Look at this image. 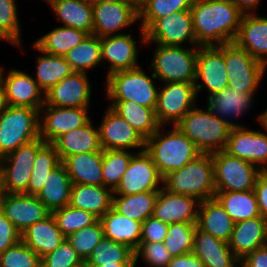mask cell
Masks as SVG:
<instances>
[{"instance_id":"cell-43","label":"cell","mask_w":267,"mask_h":267,"mask_svg":"<svg viewBox=\"0 0 267 267\" xmlns=\"http://www.w3.org/2000/svg\"><path fill=\"white\" fill-rule=\"evenodd\" d=\"M195 0H148L139 11L141 19V41L145 42V31L159 18L177 11L190 10Z\"/></svg>"},{"instance_id":"cell-24","label":"cell","mask_w":267,"mask_h":267,"mask_svg":"<svg viewBox=\"0 0 267 267\" xmlns=\"http://www.w3.org/2000/svg\"><path fill=\"white\" fill-rule=\"evenodd\" d=\"M233 42L267 66V17L243 14Z\"/></svg>"},{"instance_id":"cell-26","label":"cell","mask_w":267,"mask_h":267,"mask_svg":"<svg viewBox=\"0 0 267 267\" xmlns=\"http://www.w3.org/2000/svg\"><path fill=\"white\" fill-rule=\"evenodd\" d=\"M206 267H237L240 259L228 243L203 232L196 226L192 251Z\"/></svg>"},{"instance_id":"cell-52","label":"cell","mask_w":267,"mask_h":267,"mask_svg":"<svg viewBox=\"0 0 267 267\" xmlns=\"http://www.w3.org/2000/svg\"><path fill=\"white\" fill-rule=\"evenodd\" d=\"M134 255L136 261L141 255L143 261L150 267H166L172 260V256L163 242L140 243Z\"/></svg>"},{"instance_id":"cell-20","label":"cell","mask_w":267,"mask_h":267,"mask_svg":"<svg viewBox=\"0 0 267 267\" xmlns=\"http://www.w3.org/2000/svg\"><path fill=\"white\" fill-rule=\"evenodd\" d=\"M102 119L98 128L103 150H145V139L110 106Z\"/></svg>"},{"instance_id":"cell-2","label":"cell","mask_w":267,"mask_h":267,"mask_svg":"<svg viewBox=\"0 0 267 267\" xmlns=\"http://www.w3.org/2000/svg\"><path fill=\"white\" fill-rule=\"evenodd\" d=\"M163 189L169 193L191 196L200 202L215 198L213 159L201 153L182 168L163 177Z\"/></svg>"},{"instance_id":"cell-5","label":"cell","mask_w":267,"mask_h":267,"mask_svg":"<svg viewBox=\"0 0 267 267\" xmlns=\"http://www.w3.org/2000/svg\"><path fill=\"white\" fill-rule=\"evenodd\" d=\"M40 110L6 105L0 114V159L39 138Z\"/></svg>"},{"instance_id":"cell-36","label":"cell","mask_w":267,"mask_h":267,"mask_svg":"<svg viewBox=\"0 0 267 267\" xmlns=\"http://www.w3.org/2000/svg\"><path fill=\"white\" fill-rule=\"evenodd\" d=\"M110 107L130 124L145 140L160 127L155 110L132 101H112Z\"/></svg>"},{"instance_id":"cell-15","label":"cell","mask_w":267,"mask_h":267,"mask_svg":"<svg viewBox=\"0 0 267 267\" xmlns=\"http://www.w3.org/2000/svg\"><path fill=\"white\" fill-rule=\"evenodd\" d=\"M257 118L267 132L262 114ZM224 151L267 171V134L264 132L248 130L244 126L232 128Z\"/></svg>"},{"instance_id":"cell-55","label":"cell","mask_w":267,"mask_h":267,"mask_svg":"<svg viewBox=\"0 0 267 267\" xmlns=\"http://www.w3.org/2000/svg\"><path fill=\"white\" fill-rule=\"evenodd\" d=\"M253 190L257 198L260 214L267 220V171H262L258 176Z\"/></svg>"},{"instance_id":"cell-22","label":"cell","mask_w":267,"mask_h":267,"mask_svg":"<svg viewBox=\"0 0 267 267\" xmlns=\"http://www.w3.org/2000/svg\"><path fill=\"white\" fill-rule=\"evenodd\" d=\"M199 204L194 197L169 193L162 188L158 191L153 216L168 224L197 223Z\"/></svg>"},{"instance_id":"cell-27","label":"cell","mask_w":267,"mask_h":267,"mask_svg":"<svg viewBox=\"0 0 267 267\" xmlns=\"http://www.w3.org/2000/svg\"><path fill=\"white\" fill-rule=\"evenodd\" d=\"M102 160L103 151H94L66 157L62 163L72 184L104 186Z\"/></svg>"},{"instance_id":"cell-11","label":"cell","mask_w":267,"mask_h":267,"mask_svg":"<svg viewBox=\"0 0 267 267\" xmlns=\"http://www.w3.org/2000/svg\"><path fill=\"white\" fill-rule=\"evenodd\" d=\"M196 98L195 83H165L157 93L155 116L159 125L164 127L171 122L175 126L188 111L197 106L194 104Z\"/></svg>"},{"instance_id":"cell-3","label":"cell","mask_w":267,"mask_h":267,"mask_svg":"<svg viewBox=\"0 0 267 267\" xmlns=\"http://www.w3.org/2000/svg\"><path fill=\"white\" fill-rule=\"evenodd\" d=\"M161 128L145 140V151L164 177L194 160L201 152L177 126L165 136L161 134Z\"/></svg>"},{"instance_id":"cell-13","label":"cell","mask_w":267,"mask_h":267,"mask_svg":"<svg viewBox=\"0 0 267 267\" xmlns=\"http://www.w3.org/2000/svg\"><path fill=\"white\" fill-rule=\"evenodd\" d=\"M163 177L146 151L135 154L113 194L133 195L146 191H159Z\"/></svg>"},{"instance_id":"cell-10","label":"cell","mask_w":267,"mask_h":267,"mask_svg":"<svg viewBox=\"0 0 267 267\" xmlns=\"http://www.w3.org/2000/svg\"><path fill=\"white\" fill-rule=\"evenodd\" d=\"M45 143L42 138H38L0 159L5 193L27 194L34 161L38 150Z\"/></svg>"},{"instance_id":"cell-51","label":"cell","mask_w":267,"mask_h":267,"mask_svg":"<svg viewBox=\"0 0 267 267\" xmlns=\"http://www.w3.org/2000/svg\"><path fill=\"white\" fill-rule=\"evenodd\" d=\"M84 263L66 238L54 251L41 258V267H77Z\"/></svg>"},{"instance_id":"cell-57","label":"cell","mask_w":267,"mask_h":267,"mask_svg":"<svg viewBox=\"0 0 267 267\" xmlns=\"http://www.w3.org/2000/svg\"><path fill=\"white\" fill-rule=\"evenodd\" d=\"M166 267H206L204 263L193 253H188L176 257Z\"/></svg>"},{"instance_id":"cell-64","label":"cell","mask_w":267,"mask_h":267,"mask_svg":"<svg viewBox=\"0 0 267 267\" xmlns=\"http://www.w3.org/2000/svg\"><path fill=\"white\" fill-rule=\"evenodd\" d=\"M85 1L90 2V3H95V2L103 1V0H85Z\"/></svg>"},{"instance_id":"cell-54","label":"cell","mask_w":267,"mask_h":267,"mask_svg":"<svg viewBox=\"0 0 267 267\" xmlns=\"http://www.w3.org/2000/svg\"><path fill=\"white\" fill-rule=\"evenodd\" d=\"M20 240L21 234L0 210V254Z\"/></svg>"},{"instance_id":"cell-29","label":"cell","mask_w":267,"mask_h":267,"mask_svg":"<svg viewBox=\"0 0 267 267\" xmlns=\"http://www.w3.org/2000/svg\"><path fill=\"white\" fill-rule=\"evenodd\" d=\"M197 227L213 237L229 242L235 222L216 198L201 201Z\"/></svg>"},{"instance_id":"cell-41","label":"cell","mask_w":267,"mask_h":267,"mask_svg":"<svg viewBox=\"0 0 267 267\" xmlns=\"http://www.w3.org/2000/svg\"><path fill=\"white\" fill-rule=\"evenodd\" d=\"M74 72L87 73L101 63V41L100 37L88 34L77 46L69 50L64 56Z\"/></svg>"},{"instance_id":"cell-59","label":"cell","mask_w":267,"mask_h":267,"mask_svg":"<svg viewBox=\"0 0 267 267\" xmlns=\"http://www.w3.org/2000/svg\"><path fill=\"white\" fill-rule=\"evenodd\" d=\"M137 263H112L103 265H86L87 267H135Z\"/></svg>"},{"instance_id":"cell-48","label":"cell","mask_w":267,"mask_h":267,"mask_svg":"<svg viewBox=\"0 0 267 267\" xmlns=\"http://www.w3.org/2000/svg\"><path fill=\"white\" fill-rule=\"evenodd\" d=\"M103 238L104 231L100 219L94 224L81 228L66 237L67 241L84 262Z\"/></svg>"},{"instance_id":"cell-56","label":"cell","mask_w":267,"mask_h":267,"mask_svg":"<svg viewBox=\"0 0 267 267\" xmlns=\"http://www.w3.org/2000/svg\"><path fill=\"white\" fill-rule=\"evenodd\" d=\"M241 267H267V244L247 254L241 261Z\"/></svg>"},{"instance_id":"cell-35","label":"cell","mask_w":267,"mask_h":267,"mask_svg":"<svg viewBox=\"0 0 267 267\" xmlns=\"http://www.w3.org/2000/svg\"><path fill=\"white\" fill-rule=\"evenodd\" d=\"M49 4L63 26L83 30L88 34H92V3L85 0H53Z\"/></svg>"},{"instance_id":"cell-8","label":"cell","mask_w":267,"mask_h":267,"mask_svg":"<svg viewBox=\"0 0 267 267\" xmlns=\"http://www.w3.org/2000/svg\"><path fill=\"white\" fill-rule=\"evenodd\" d=\"M216 191L253 190L263 170L254 164L229 155L224 150L211 153Z\"/></svg>"},{"instance_id":"cell-28","label":"cell","mask_w":267,"mask_h":267,"mask_svg":"<svg viewBox=\"0 0 267 267\" xmlns=\"http://www.w3.org/2000/svg\"><path fill=\"white\" fill-rule=\"evenodd\" d=\"M254 96V92H241L227 87L216 94L208 96L207 109L212 115L224 120L232 128L242 127L240 124L228 121L227 118H239L242 113L247 111L248 107L250 108Z\"/></svg>"},{"instance_id":"cell-19","label":"cell","mask_w":267,"mask_h":267,"mask_svg":"<svg viewBox=\"0 0 267 267\" xmlns=\"http://www.w3.org/2000/svg\"><path fill=\"white\" fill-rule=\"evenodd\" d=\"M0 210L20 234L51 214L36 196L24 193H6L0 200Z\"/></svg>"},{"instance_id":"cell-6","label":"cell","mask_w":267,"mask_h":267,"mask_svg":"<svg viewBox=\"0 0 267 267\" xmlns=\"http://www.w3.org/2000/svg\"><path fill=\"white\" fill-rule=\"evenodd\" d=\"M106 98L111 101H132L155 110L158 89L155 76H148L141 67L117 71L106 77Z\"/></svg>"},{"instance_id":"cell-34","label":"cell","mask_w":267,"mask_h":267,"mask_svg":"<svg viewBox=\"0 0 267 267\" xmlns=\"http://www.w3.org/2000/svg\"><path fill=\"white\" fill-rule=\"evenodd\" d=\"M72 182L61 162L47 176L43 188L36 196L52 213L69 204Z\"/></svg>"},{"instance_id":"cell-25","label":"cell","mask_w":267,"mask_h":267,"mask_svg":"<svg viewBox=\"0 0 267 267\" xmlns=\"http://www.w3.org/2000/svg\"><path fill=\"white\" fill-rule=\"evenodd\" d=\"M266 244L267 220L262 216L236 222L228 242L232 252L240 260Z\"/></svg>"},{"instance_id":"cell-53","label":"cell","mask_w":267,"mask_h":267,"mask_svg":"<svg viewBox=\"0 0 267 267\" xmlns=\"http://www.w3.org/2000/svg\"><path fill=\"white\" fill-rule=\"evenodd\" d=\"M169 224L154 216L142 222L140 243L163 242L167 235Z\"/></svg>"},{"instance_id":"cell-4","label":"cell","mask_w":267,"mask_h":267,"mask_svg":"<svg viewBox=\"0 0 267 267\" xmlns=\"http://www.w3.org/2000/svg\"><path fill=\"white\" fill-rule=\"evenodd\" d=\"M177 126L196 146L201 153H213L224 150L232 127L196 106L188 111Z\"/></svg>"},{"instance_id":"cell-17","label":"cell","mask_w":267,"mask_h":267,"mask_svg":"<svg viewBox=\"0 0 267 267\" xmlns=\"http://www.w3.org/2000/svg\"><path fill=\"white\" fill-rule=\"evenodd\" d=\"M3 74L2 69L0 83L6 105L41 110L45 103V93L31 75L17 69H11L7 75Z\"/></svg>"},{"instance_id":"cell-40","label":"cell","mask_w":267,"mask_h":267,"mask_svg":"<svg viewBox=\"0 0 267 267\" xmlns=\"http://www.w3.org/2000/svg\"><path fill=\"white\" fill-rule=\"evenodd\" d=\"M33 46L37 51L44 53L43 56H39L37 59L36 79L34 80L46 93L52 86L70 76L74 71L64 56L47 54L42 52L35 44Z\"/></svg>"},{"instance_id":"cell-12","label":"cell","mask_w":267,"mask_h":267,"mask_svg":"<svg viewBox=\"0 0 267 267\" xmlns=\"http://www.w3.org/2000/svg\"><path fill=\"white\" fill-rule=\"evenodd\" d=\"M187 41L194 47L200 46L196 42L190 10L177 11L159 18L145 31L144 44L155 42L164 46H182Z\"/></svg>"},{"instance_id":"cell-38","label":"cell","mask_w":267,"mask_h":267,"mask_svg":"<svg viewBox=\"0 0 267 267\" xmlns=\"http://www.w3.org/2000/svg\"><path fill=\"white\" fill-rule=\"evenodd\" d=\"M157 195L158 191H146L133 195L113 194L112 208L119 214L142 223L153 216Z\"/></svg>"},{"instance_id":"cell-62","label":"cell","mask_w":267,"mask_h":267,"mask_svg":"<svg viewBox=\"0 0 267 267\" xmlns=\"http://www.w3.org/2000/svg\"><path fill=\"white\" fill-rule=\"evenodd\" d=\"M6 106L5 100H4V92L0 83V114L2 113L4 107Z\"/></svg>"},{"instance_id":"cell-65","label":"cell","mask_w":267,"mask_h":267,"mask_svg":"<svg viewBox=\"0 0 267 267\" xmlns=\"http://www.w3.org/2000/svg\"><path fill=\"white\" fill-rule=\"evenodd\" d=\"M77 267H87V266H86V264L84 263L83 265H81V266H77Z\"/></svg>"},{"instance_id":"cell-32","label":"cell","mask_w":267,"mask_h":267,"mask_svg":"<svg viewBox=\"0 0 267 267\" xmlns=\"http://www.w3.org/2000/svg\"><path fill=\"white\" fill-rule=\"evenodd\" d=\"M113 191L104 186L72 184L69 205L100 219L112 208Z\"/></svg>"},{"instance_id":"cell-9","label":"cell","mask_w":267,"mask_h":267,"mask_svg":"<svg viewBox=\"0 0 267 267\" xmlns=\"http://www.w3.org/2000/svg\"><path fill=\"white\" fill-rule=\"evenodd\" d=\"M228 87L241 92H255L264 76L266 65L234 42L224 44Z\"/></svg>"},{"instance_id":"cell-37","label":"cell","mask_w":267,"mask_h":267,"mask_svg":"<svg viewBox=\"0 0 267 267\" xmlns=\"http://www.w3.org/2000/svg\"><path fill=\"white\" fill-rule=\"evenodd\" d=\"M215 198L235 223L261 216L254 190L216 191Z\"/></svg>"},{"instance_id":"cell-23","label":"cell","mask_w":267,"mask_h":267,"mask_svg":"<svg viewBox=\"0 0 267 267\" xmlns=\"http://www.w3.org/2000/svg\"><path fill=\"white\" fill-rule=\"evenodd\" d=\"M101 60L110 63L108 74L131 70L139 67L137 63V45L134 38L129 34L117 33L112 36L100 38Z\"/></svg>"},{"instance_id":"cell-14","label":"cell","mask_w":267,"mask_h":267,"mask_svg":"<svg viewBox=\"0 0 267 267\" xmlns=\"http://www.w3.org/2000/svg\"><path fill=\"white\" fill-rule=\"evenodd\" d=\"M227 69L224 60V44L212 46H199L196 57L195 89H208L209 96L228 87ZM203 84H198L197 80Z\"/></svg>"},{"instance_id":"cell-60","label":"cell","mask_w":267,"mask_h":267,"mask_svg":"<svg viewBox=\"0 0 267 267\" xmlns=\"http://www.w3.org/2000/svg\"><path fill=\"white\" fill-rule=\"evenodd\" d=\"M131 4L138 12L147 3L148 0H124Z\"/></svg>"},{"instance_id":"cell-7","label":"cell","mask_w":267,"mask_h":267,"mask_svg":"<svg viewBox=\"0 0 267 267\" xmlns=\"http://www.w3.org/2000/svg\"><path fill=\"white\" fill-rule=\"evenodd\" d=\"M151 66L153 75L164 83L196 82V57L199 47L156 45Z\"/></svg>"},{"instance_id":"cell-16","label":"cell","mask_w":267,"mask_h":267,"mask_svg":"<svg viewBox=\"0 0 267 267\" xmlns=\"http://www.w3.org/2000/svg\"><path fill=\"white\" fill-rule=\"evenodd\" d=\"M92 6V34L100 38L112 36L139 20V12L124 0H103Z\"/></svg>"},{"instance_id":"cell-58","label":"cell","mask_w":267,"mask_h":267,"mask_svg":"<svg viewBox=\"0 0 267 267\" xmlns=\"http://www.w3.org/2000/svg\"><path fill=\"white\" fill-rule=\"evenodd\" d=\"M243 14H249L250 10L257 8L260 0H230Z\"/></svg>"},{"instance_id":"cell-44","label":"cell","mask_w":267,"mask_h":267,"mask_svg":"<svg viewBox=\"0 0 267 267\" xmlns=\"http://www.w3.org/2000/svg\"><path fill=\"white\" fill-rule=\"evenodd\" d=\"M112 263H137V261L134 251L128 246L104 237L93 249L85 264L103 265Z\"/></svg>"},{"instance_id":"cell-46","label":"cell","mask_w":267,"mask_h":267,"mask_svg":"<svg viewBox=\"0 0 267 267\" xmlns=\"http://www.w3.org/2000/svg\"><path fill=\"white\" fill-rule=\"evenodd\" d=\"M134 155L135 153H130L127 150H103L102 174L104 187H109L112 191L117 188Z\"/></svg>"},{"instance_id":"cell-21","label":"cell","mask_w":267,"mask_h":267,"mask_svg":"<svg viewBox=\"0 0 267 267\" xmlns=\"http://www.w3.org/2000/svg\"><path fill=\"white\" fill-rule=\"evenodd\" d=\"M87 75L83 72H73L62 79L45 93L44 105L89 108L91 87Z\"/></svg>"},{"instance_id":"cell-31","label":"cell","mask_w":267,"mask_h":267,"mask_svg":"<svg viewBox=\"0 0 267 267\" xmlns=\"http://www.w3.org/2000/svg\"><path fill=\"white\" fill-rule=\"evenodd\" d=\"M65 238L57 227L52 213L21 233V241L41 258L54 251Z\"/></svg>"},{"instance_id":"cell-39","label":"cell","mask_w":267,"mask_h":267,"mask_svg":"<svg viewBox=\"0 0 267 267\" xmlns=\"http://www.w3.org/2000/svg\"><path fill=\"white\" fill-rule=\"evenodd\" d=\"M88 35L87 32L71 27H57L35 41V45L47 54L65 56L66 53L80 44Z\"/></svg>"},{"instance_id":"cell-50","label":"cell","mask_w":267,"mask_h":267,"mask_svg":"<svg viewBox=\"0 0 267 267\" xmlns=\"http://www.w3.org/2000/svg\"><path fill=\"white\" fill-rule=\"evenodd\" d=\"M0 267H41V257L20 240L0 254Z\"/></svg>"},{"instance_id":"cell-30","label":"cell","mask_w":267,"mask_h":267,"mask_svg":"<svg viewBox=\"0 0 267 267\" xmlns=\"http://www.w3.org/2000/svg\"><path fill=\"white\" fill-rule=\"evenodd\" d=\"M60 161L66 157L94 151H103L100 144L99 128L93 127L91 120L83 127L60 136L54 143Z\"/></svg>"},{"instance_id":"cell-49","label":"cell","mask_w":267,"mask_h":267,"mask_svg":"<svg viewBox=\"0 0 267 267\" xmlns=\"http://www.w3.org/2000/svg\"><path fill=\"white\" fill-rule=\"evenodd\" d=\"M15 0H0V39L20 46V24Z\"/></svg>"},{"instance_id":"cell-42","label":"cell","mask_w":267,"mask_h":267,"mask_svg":"<svg viewBox=\"0 0 267 267\" xmlns=\"http://www.w3.org/2000/svg\"><path fill=\"white\" fill-rule=\"evenodd\" d=\"M61 163L58 152L52 143H45L34 161L32 174L27 187V195L37 196L48 174Z\"/></svg>"},{"instance_id":"cell-1","label":"cell","mask_w":267,"mask_h":267,"mask_svg":"<svg viewBox=\"0 0 267 267\" xmlns=\"http://www.w3.org/2000/svg\"><path fill=\"white\" fill-rule=\"evenodd\" d=\"M190 12L196 42L200 46L233 42L243 17L230 0H195Z\"/></svg>"},{"instance_id":"cell-33","label":"cell","mask_w":267,"mask_h":267,"mask_svg":"<svg viewBox=\"0 0 267 267\" xmlns=\"http://www.w3.org/2000/svg\"><path fill=\"white\" fill-rule=\"evenodd\" d=\"M100 221L104 237L128 246L134 252L140 245L142 223L119 214L113 208L106 212Z\"/></svg>"},{"instance_id":"cell-18","label":"cell","mask_w":267,"mask_h":267,"mask_svg":"<svg viewBox=\"0 0 267 267\" xmlns=\"http://www.w3.org/2000/svg\"><path fill=\"white\" fill-rule=\"evenodd\" d=\"M41 112L44 113V116ZM40 113V120H42L39 123V138L52 144L63 134L83 127L91 119L87 116V108L83 107L67 108L43 105Z\"/></svg>"},{"instance_id":"cell-47","label":"cell","mask_w":267,"mask_h":267,"mask_svg":"<svg viewBox=\"0 0 267 267\" xmlns=\"http://www.w3.org/2000/svg\"><path fill=\"white\" fill-rule=\"evenodd\" d=\"M57 227L67 237L81 228L94 224L98 218L92 213L74 208L69 204L52 212Z\"/></svg>"},{"instance_id":"cell-45","label":"cell","mask_w":267,"mask_h":267,"mask_svg":"<svg viewBox=\"0 0 267 267\" xmlns=\"http://www.w3.org/2000/svg\"><path fill=\"white\" fill-rule=\"evenodd\" d=\"M197 223H171L163 241L172 257L191 253Z\"/></svg>"},{"instance_id":"cell-63","label":"cell","mask_w":267,"mask_h":267,"mask_svg":"<svg viewBox=\"0 0 267 267\" xmlns=\"http://www.w3.org/2000/svg\"><path fill=\"white\" fill-rule=\"evenodd\" d=\"M262 123L267 128V109L262 113Z\"/></svg>"},{"instance_id":"cell-61","label":"cell","mask_w":267,"mask_h":267,"mask_svg":"<svg viewBox=\"0 0 267 267\" xmlns=\"http://www.w3.org/2000/svg\"><path fill=\"white\" fill-rule=\"evenodd\" d=\"M5 194L6 193L4 190L3 172H2L1 165H0V200L4 197Z\"/></svg>"}]
</instances>
